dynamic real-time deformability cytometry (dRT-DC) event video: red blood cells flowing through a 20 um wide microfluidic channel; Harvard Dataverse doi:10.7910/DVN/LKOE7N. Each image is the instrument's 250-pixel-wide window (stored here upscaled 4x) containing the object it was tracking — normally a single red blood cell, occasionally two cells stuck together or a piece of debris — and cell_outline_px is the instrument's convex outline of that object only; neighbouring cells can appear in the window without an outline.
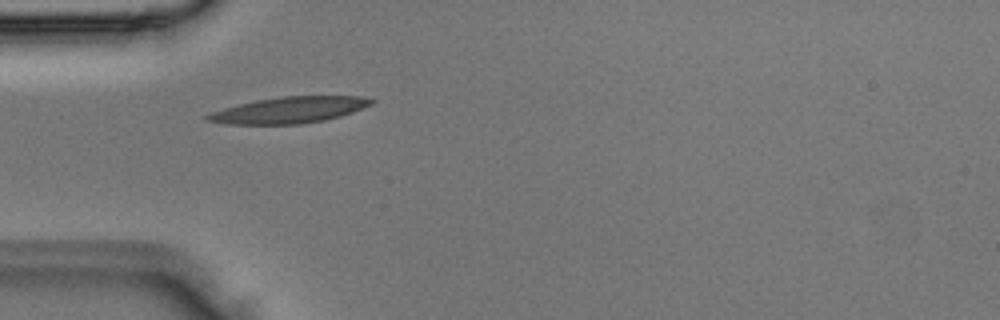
{"species": "Egyptian fruit bat (a non-hibernating species)", "species_latin": "Rousettus aegyptiacus", "temperature_condition": "room temperature", "stored_images_in_passage": 1, "camera_frame_rate_fps": 3000, "um_per_image_px": 0.085, "animal": {"sex": "male"}, "frame": {"image": 1, "passage_image": 1, "time_ms": 0.0, "image_size_px": [1000, 320], "cell_outline_px": [[376, 100], [372, 104], [352, 112], [340, 116], [324, 120], [300, 124], [228, 124], [204, 120], [204, 116], [212, 112], [224, 108], [256, 100], [284, 96], [364, 96]], "centroid_in_image_um": [24.6, 9.35], "position_along_channel_um": 60.4, "area_um2": 24.91}}